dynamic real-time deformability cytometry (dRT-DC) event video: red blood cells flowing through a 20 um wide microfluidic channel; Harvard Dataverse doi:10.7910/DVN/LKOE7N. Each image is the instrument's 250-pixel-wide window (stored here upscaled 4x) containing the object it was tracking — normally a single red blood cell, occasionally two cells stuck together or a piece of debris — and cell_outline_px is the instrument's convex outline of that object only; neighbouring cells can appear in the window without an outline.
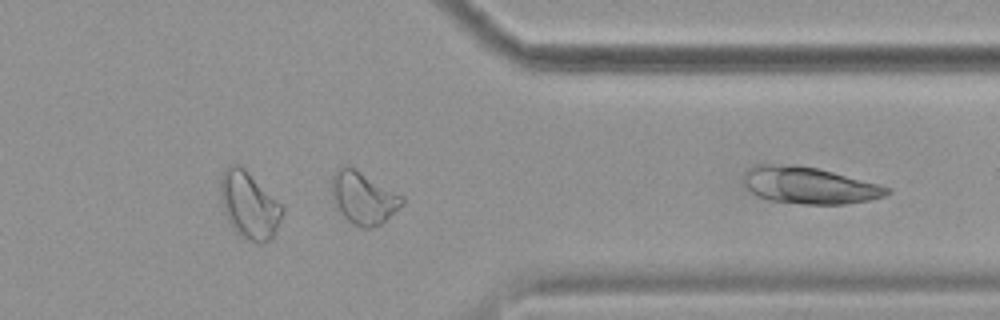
{"species": "common noctule bat (a hibernating species)", "species_latin": "Nyctalus noctula", "temperature_condition": "cold", "stored_images_in_passage": 30, "camera_frame_rate_fps": 3000, "um_per_image_px": 0.085, "animal": {"sex": "female", "body_mass_g": 19.9}, "frame": {"image": 1, "passage_image": 30, "time_ms": 9.667, "image_size_px": [1000, 320], "cell_outline_px": [[892, 192], [884, 196], [868, 200], [844, 204], [804, 204], [768, 200], [756, 196], [748, 192], [740, 180], [744, 172], [752, 164], [796, 164], [816, 168], [832, 172], [892, 188]], "centroid_in_image_um": [68.66, 15.75], "position_along_channel_um": 342.7, "area_um2": 31.15}}